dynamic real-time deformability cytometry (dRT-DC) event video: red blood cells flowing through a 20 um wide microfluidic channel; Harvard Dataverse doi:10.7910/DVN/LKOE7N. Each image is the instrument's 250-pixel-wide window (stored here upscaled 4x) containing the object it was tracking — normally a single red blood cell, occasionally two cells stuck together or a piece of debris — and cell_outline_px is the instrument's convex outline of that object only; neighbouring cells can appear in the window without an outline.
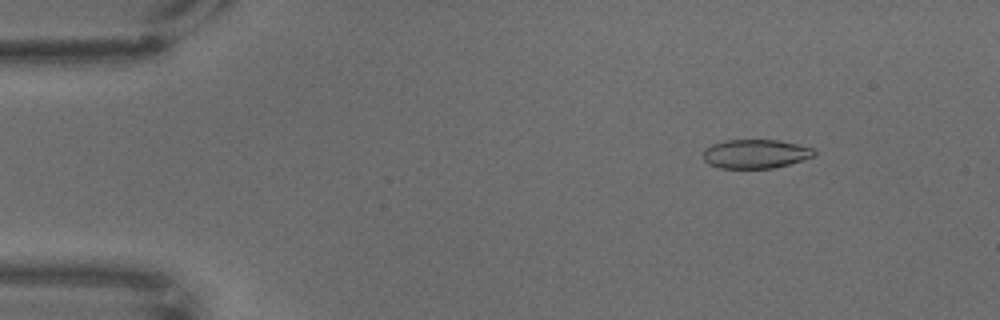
{"species": "common noctule bat (a hibernating species)", "species_latin": "Nyctalus noctula", "temperature_condition": "warm", "stored_images_in_passage": 61, "camera_frame_rate_fps": 3000, "um_per_image_px": 0.085, "animal": {"sex": "male", "body_mass_g": 18.8}, "frame": {"image": 1, "passage_image": 1, "time_ms": 0.0, "image_size_px": [1000, 320], "cell_outline_px": [[816, 156], [788, 164], [772, 168], [720, 168], [708, 164], [704, 160], [704, 148], [712, 144], [724, 140], [776, 140], [796, 144], [812, 148], [816, 152]], "centroid_in_image_um": [64.2, 13.08], "position_along_channel_um": 20.8, "area_um2": 18.67}}
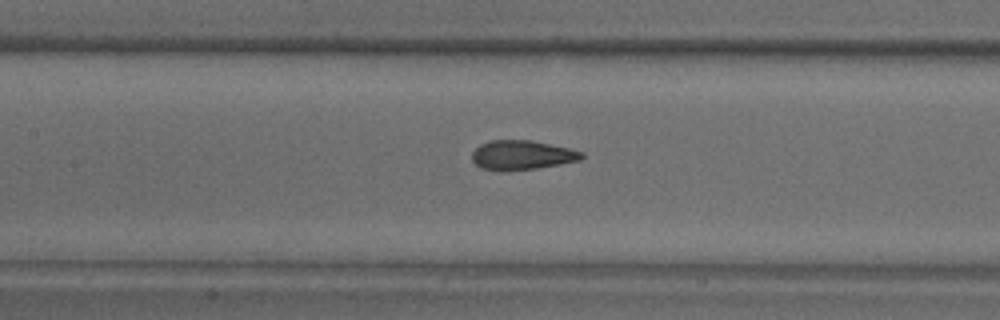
{"frame": {"image": 2, "passage_image": 24, "time_ms": 7.667, "image_size_px": [1000, 320], "cell_outline_px": [[584, 156], [580, 160], [560, 164], [536, 168], [504, 172], [500, 172], [480, 168], [472, 160], [472, 152], [480, 144], [492, 140], [532, 140], [568, 148], [584, 152]], "centroid_in_image_um": [44.34, 13.19], "position_along_channel_um": 163.1, "area_um2": 18.96}}
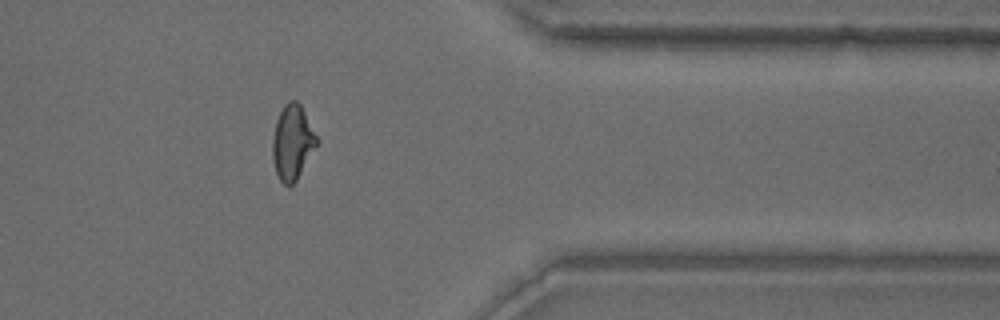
{"frame": {"image": 3, "passage_image": 48, "time_ms": 15.667, "image_size_px": [1000, 320], "cell_outline_px": [[320, 140], [296, 180], [288, 188], [280, 180], [276, 172], [272, 156], [272, 140], [276, 120], [284, 104], [288, 100], [296, 100], [300, 104]], "centroid_in_image_um": [24.86, 12.08], "position_along_channel_um": 386.5, "area_um2": 19.31}}